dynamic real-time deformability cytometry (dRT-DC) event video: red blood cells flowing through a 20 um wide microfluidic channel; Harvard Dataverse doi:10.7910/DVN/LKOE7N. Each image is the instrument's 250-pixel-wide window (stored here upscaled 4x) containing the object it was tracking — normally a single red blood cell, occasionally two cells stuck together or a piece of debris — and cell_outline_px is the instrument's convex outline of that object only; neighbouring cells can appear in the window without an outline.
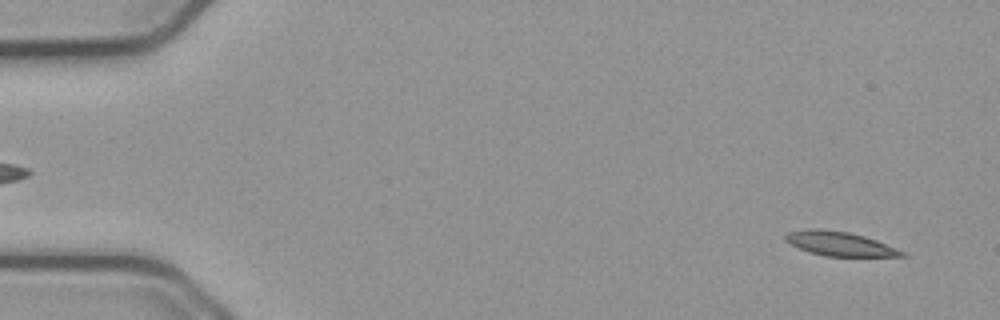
{"species": "common noctule bat (a hibernating species)", "species_latin": "Nyctalus noctula", "temperature_condition": "cold", "stored_images_in_passage": 54, "camera_frame_rate_fps": 3000, "um_per_image_px": 0.085, "animal": {"sex": "male", "body_mass_g": 23.1, "forearm_length_mm": 52.7}, "frame": {"image": 1, "passage_image": 3, "time_ms": 0.667, "image_size_px": [1000, 320], "cell_outline_px": [[908, 256], [824, 256], [808, 252], [784, 240], [784, 236], [788, 232], [812, 228], [820, 228], [848, 232], [864, 236], [876, 240], [904, 252]], "centroid_in_image_um": [71.33, 20.71], "position_along_channel_um": 13.7, "area_um2": 16.24}}
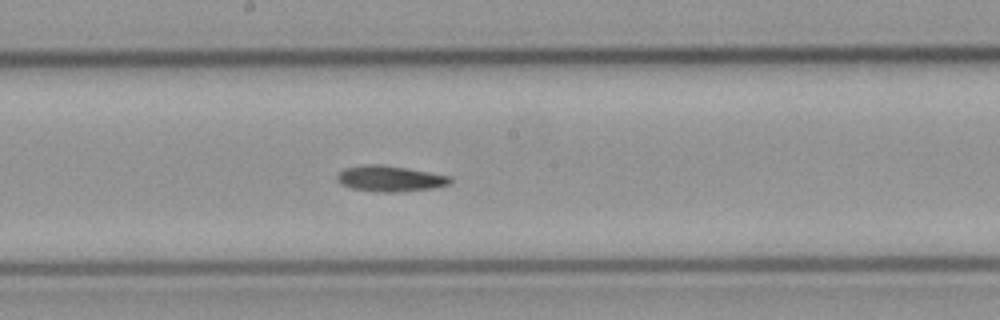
{"frame": {"image": 2, "passage_image": 29, "time_ms": 9.333, "image_size_px": [1000, 320], "cell_outline_px": [[452, 184], [432, 188], [400, 192], [376, 192], [352, 188], [340, 184], [336, 180], [336, 176], [344, 168], [364, 164], [380, 164], [452, 176]], "centroid_in_image_um": [33.14, 15.19], "position_along_channel_um": 215.1, "area_um2": 17.11}}
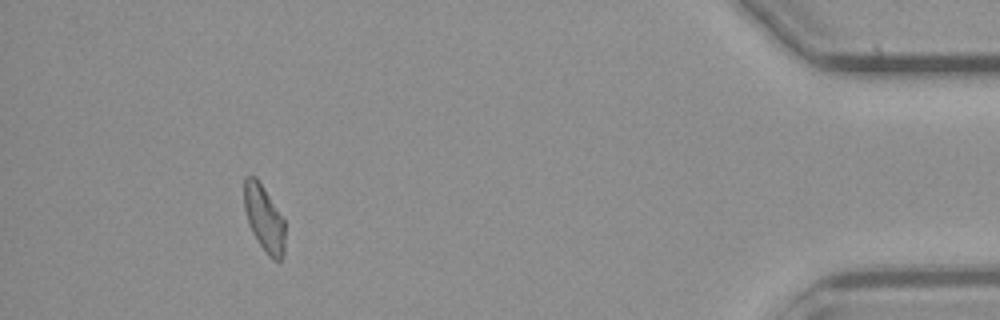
{"frame": {"image": 3, "passage_image": 50, "time_ms": 16.333, "image_size_px": [1000, 320], "cell_outline_px": [[284, 252], [280, 260], [272, 260], [268, 256], [256, 240], [248, 224], [244, 208], [244, 176], [256, 176], [284, 220]], "centroid_in_image_um": [22.42, 18.58], "position_along_channel_um": 412.8, "area_um2": 15.72}}